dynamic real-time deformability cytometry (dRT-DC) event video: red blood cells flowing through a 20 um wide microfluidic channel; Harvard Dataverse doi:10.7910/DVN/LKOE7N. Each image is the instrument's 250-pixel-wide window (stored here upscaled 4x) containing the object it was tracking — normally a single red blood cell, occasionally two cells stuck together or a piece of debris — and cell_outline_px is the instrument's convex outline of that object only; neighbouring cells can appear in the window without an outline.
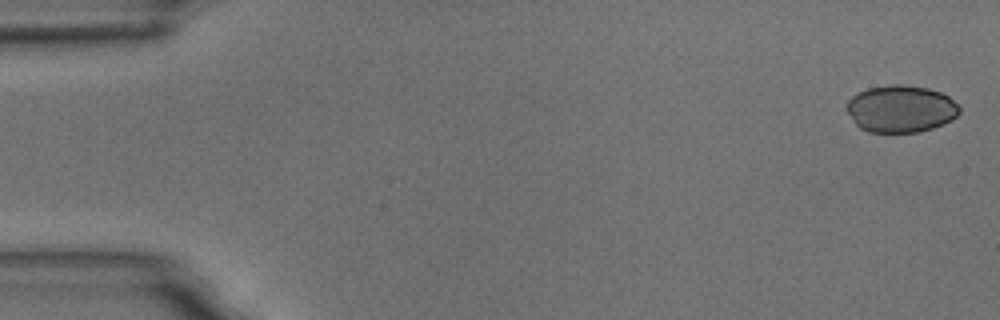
{"species": "common noctule bat (a hibernating species)", "species_latin": "Nyctalus noctula", "temperature_condition": "room temperature", "stored_images_in_passage": 11, "camera_frame_rate_fps": 3000, "um_per_image_px": 0.085, "animal": {"sex": "male", "body_mass_g": 18.8}, "frame": {"image": 1, "passage_image": 1, "time_ms": 0.0, "image_size_px": [1000, 320], "cell_outline_px": [[960, 112], [952, 120], [944, 124], [920, 132], [868, 132], [860, 128], [856, 124], [844, 108], [848, 100], [852, 96], [868, 88], [892, 84], [900, 84], [928, 88], [940, 92], [948, 96], [960, 108]], "centroid_in_image_um": [76.55, 9.25], "position_along_channel_um": 8.4, "area_um2": 31.04}}
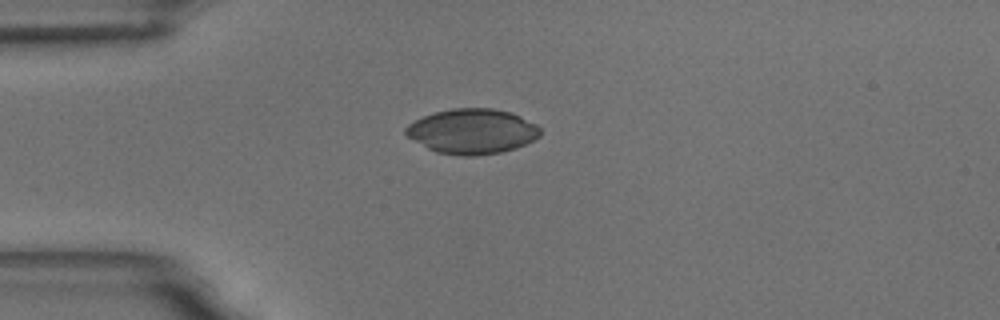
{"frame": {"image": 2, "passage_image": 4, "time_ms": 4.333, "image_size_px": [1000, 320], "cell_outline_px": [[540, 136], [516, 148], [500, 152], [476, 156], [460, 156], [436, 152], [428, 148], [408, 136], [404, 132], [404, 128], [408, 124], [424, 116], [436, 112], [452, 108], [492, 108], [508, 112], [520, 116], [536, 124], [540, 128]], "centroid_in_image_um": [40.13, 11.17], "position_along_channel_um": 44.9, "area_um2": 35.03}}